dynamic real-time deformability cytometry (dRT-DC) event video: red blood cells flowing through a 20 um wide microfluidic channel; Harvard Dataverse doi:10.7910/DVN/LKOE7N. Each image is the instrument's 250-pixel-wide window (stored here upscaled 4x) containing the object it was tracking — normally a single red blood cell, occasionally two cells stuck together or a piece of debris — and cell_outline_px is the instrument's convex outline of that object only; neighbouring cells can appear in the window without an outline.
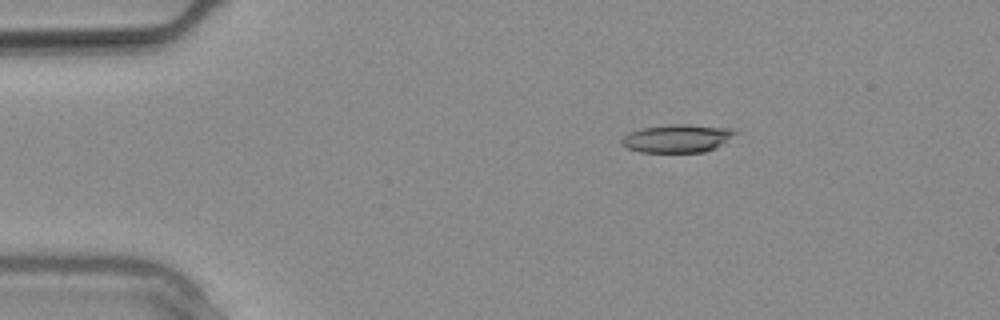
{"species": "common noctule bat (a hibernating species)", "species_latin": "Nyctalus noctula", "temperature_condition": "warm", "stored_images_in_passage": 23, "camera_frame_rate_fps": 3000, "um_per_image_px": 0.085, "animal": {"sex": "male", "body_mass_g": 20.4}, "frame": {"image": 1, "passage_image": 1, "time_ms": 0.0, "image_size_px": [1000, 320], "cell_outline_px": [[740, 132], [716, 148], [704, 152], [640, 152], [628, 148], [620, 144], [620, 140], [628, 132], [640, 128], [668, 124], [688, 124], [732, 128]], "centroid_in_image_um": [57.57, 11.75], "position_along_channel_um": 27.4, "area_um2": 18.9}}